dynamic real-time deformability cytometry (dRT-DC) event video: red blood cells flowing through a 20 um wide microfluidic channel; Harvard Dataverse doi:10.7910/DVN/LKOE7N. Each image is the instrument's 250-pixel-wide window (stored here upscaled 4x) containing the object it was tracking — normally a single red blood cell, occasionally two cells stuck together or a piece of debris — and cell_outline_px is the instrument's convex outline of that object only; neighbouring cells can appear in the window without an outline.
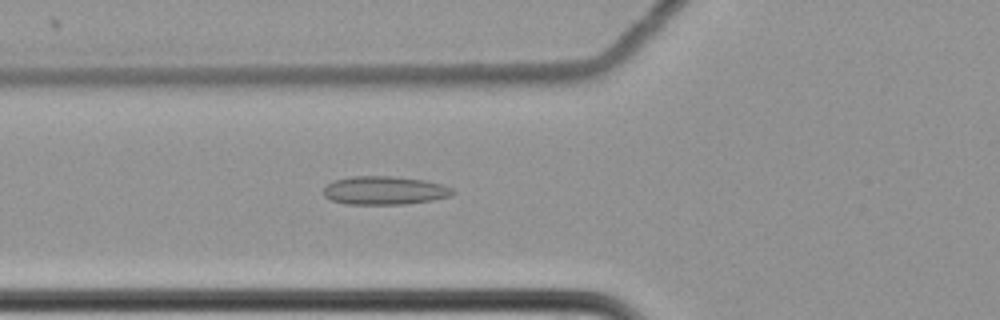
{"species": "common noctule bat (a hibernating species)", "species_latin": "Nyctalus noctula", "temperature_condition": "cold", "stored_images_in_passage": 61, "camera_frame_rate_fps": 3000, "um_per_image_px": 0.085, "animal": {"sex": "female", "body_mass_g": 22.7, "forearm_length_mm": 54.2}, "frame": {"image": 1, "passage_image": 24, "time_ms": 7.667, "image_size_px": [1000, 320], "cell_outline_px": [[456, 192], [448, 196], [432, 200], [404, 204], [344, 204], [332, 200], [324, 196], [324, 188], [332, 180], [352, 176], [392, 176], [424, 180], [440, 184], [452, 188]], "centroid_in_image_um": [32.65, 16.18], "position_along_channel_um": 93.1, "area_um2": 21.33}}
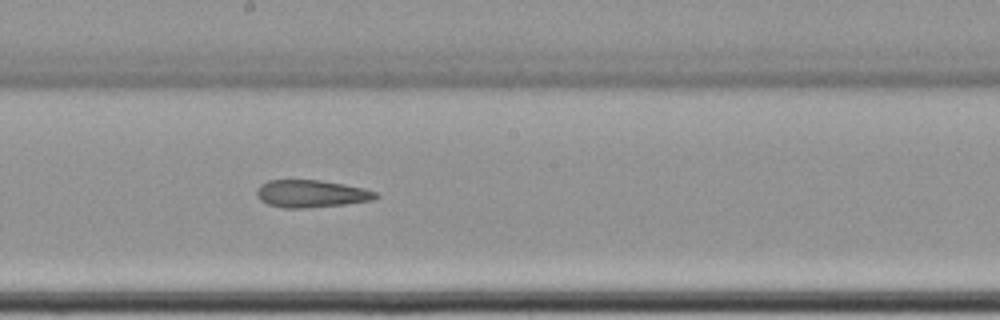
{"frame": {"image": 2, "passage_image": 35, "time_ms": 11.333, "image_size_px": [1000, 320], "cell_outline_px": [[380, 196], [372, 200], [344, 204], [304, 208], [284, 208], [268, 204], [260, 200], [256, 196], [256, 192], [260, 184], [268, 180], [320, 180], [344, 184], [364, 188], [376, 192]], "centroid_in_image_um": [26.44, 16.46], "position_along_channel_um": 221.8, "area_um2": 19.02}}
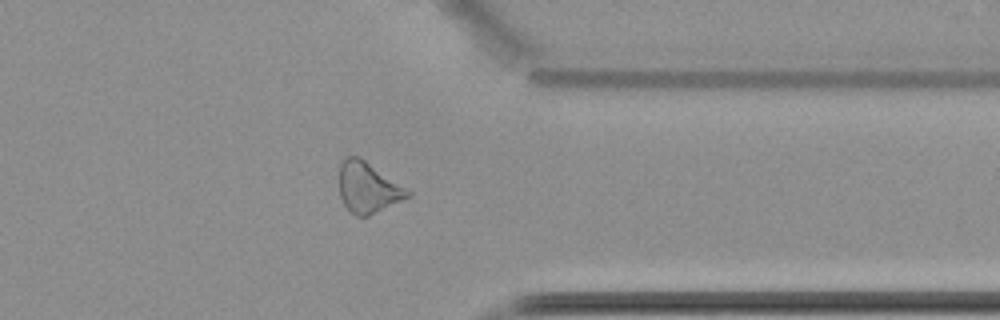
{"frame": {"image": 3, "passage_image": 49, "time_ms": 16.0, "image_size_px": [1000, 320], "cell_outline_px": [[412, 196], [368, 216], [356, 216], [348, 212], [340, 196], [340, 164], [348, 156], [360, 156], [412, 192]], "centroid_in_image_um": [31.29, 15.96], "position_along_channel_um": 380.1, "area_um2": 20.23}}